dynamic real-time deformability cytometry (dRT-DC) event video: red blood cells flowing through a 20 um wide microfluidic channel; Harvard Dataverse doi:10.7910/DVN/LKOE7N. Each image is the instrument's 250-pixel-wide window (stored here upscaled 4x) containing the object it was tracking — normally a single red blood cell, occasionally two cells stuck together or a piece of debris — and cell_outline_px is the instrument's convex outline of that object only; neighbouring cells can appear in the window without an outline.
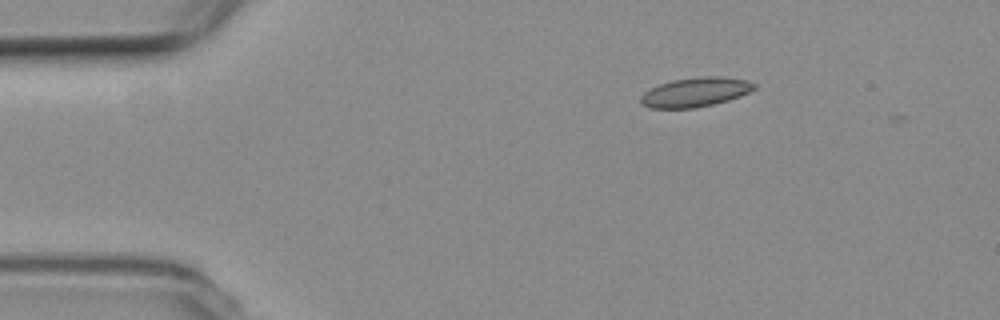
{"species": "common noctule bat (a hibernating species)", "species_latin": "Nyctalus noctula", "temperature_condition": "room temperature", "stored_images_in_passage": 3, "camera_frame_rate_fps": 3000, "um_per_image_px": 0.085, "animal": {"sex": "female", "body_mass_g": 19.3, "forearm_length_mm": 54.1}, "frame": {"image": 1, "passage_image": 2, "time_ms": 0.333, "image_size_px": [1000, 320], "cell_outline_px": [[756, 88], [740, 96], [728, 100], [712, 104], [692, 108], [648, 108], [640, 104], [640, 96], [644, 92], [660, 84], [672, 80], [700, 76], [720, 76], [748, 80], [756, 84]], "centroid_in_image_um": [59.09, 7.83], "position_along_channel_um": 25.9, "area_um2": 19.42}}